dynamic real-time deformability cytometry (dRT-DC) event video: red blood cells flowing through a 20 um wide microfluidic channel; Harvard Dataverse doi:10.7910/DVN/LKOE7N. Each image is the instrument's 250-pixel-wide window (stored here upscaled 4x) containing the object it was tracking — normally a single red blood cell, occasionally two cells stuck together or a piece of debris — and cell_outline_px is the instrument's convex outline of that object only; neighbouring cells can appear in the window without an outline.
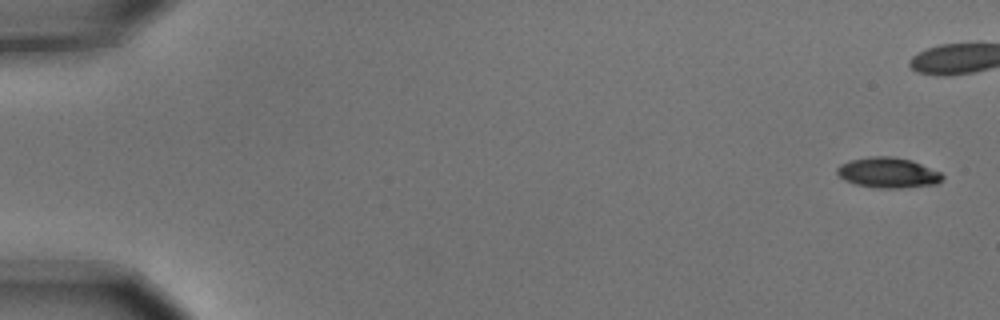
{"species": "common noctule bat (a hibernating species)", "species_latin": "Nyctalus noctula", "temperature_condition": "cold", "stored_images_in_passage": 9, "camera_frame_rate_fps": 3000, "um_per_image_px": 0.085, "animal": {"sex": "male", "body_mass_g": 15.6}, "frame": {"image": 1, "passage_image": 1, "time_ms": 0.0, "image_size_px": [1000, 320], "cell_outline_px": [[944, 176], [936, 184], [900, 188], [876, 188], [856, 184], [844, 180], [836, 172], [836, 168], [840, 164], [852, 160], [868, 156], [892, 156], [912, 160], [940, 172]], "centroid_in_image_um": [75.46, 14.67], "position_along_channel_um": 9.5, "area_um2": 18.61}}
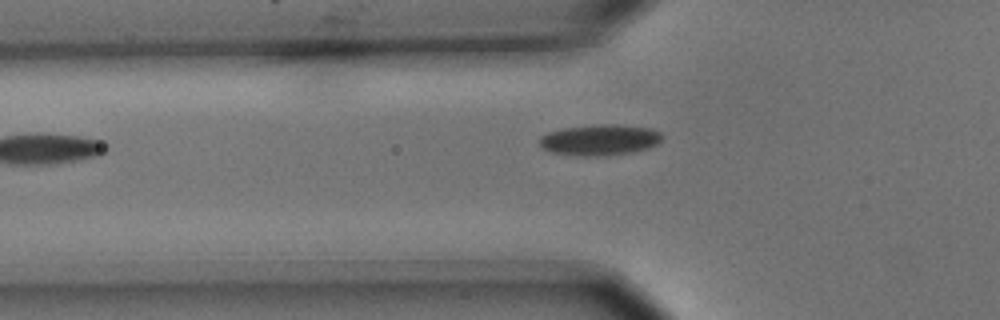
{"frame": {"image": 2, "passage_image": 8, "time_ms": 2.333, "image_size_px": [1000, 320], "cell_outline_px": [[664, 136], [656, 144], [648, 148], [632, 152], [604, 156], [576, 156], [552, 152], [544, 148], [540, 144], [540, 136], [548, 132], [564, 128], [600, 124], [616, 124], [652, 128], [660, 132]], "centroid_in_image_um": [51.0, 11.89], "position_along_channel_um": 74.8, "area_um2": 22.14}}
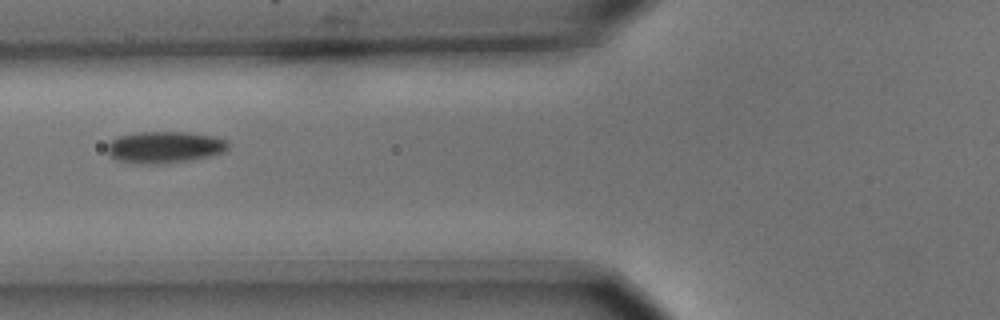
{"frame": {"image": 3, "passage_image": 9, "time_ms": 2.667, "image_size_px": [1000, 320], "cell_outline_px": [[228, 148], [224, 152], [208, 156], [188, 160], [160, 164], [140, 164], [116, 160], [108, 152], [108, 144], [112, 140], [120, 136], [140, 132], [188, 132], [216, 136], [228, 140]], "centroid_in_image_um": [14.03, 12.51], "position_along_channel_um": 111.8, "area_um2": 22.25}}